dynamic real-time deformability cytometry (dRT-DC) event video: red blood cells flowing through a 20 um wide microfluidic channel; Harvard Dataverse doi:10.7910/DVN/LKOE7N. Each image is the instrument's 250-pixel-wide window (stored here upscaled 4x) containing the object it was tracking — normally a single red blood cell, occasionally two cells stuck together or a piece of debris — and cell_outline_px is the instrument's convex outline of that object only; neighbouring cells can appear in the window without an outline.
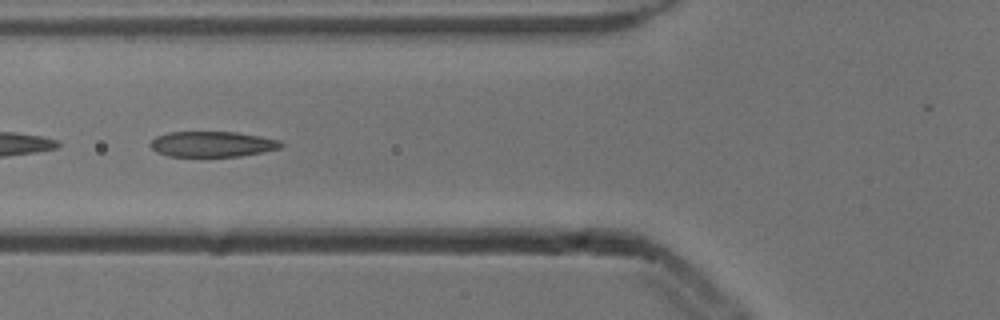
{"species": "common noctule bat (a hibernating species)", "species_latin": "Nyctalus noctula", "temperature_condition": "cold", "stored_images_in_passage": 54, "camera_frame_rate_fps": 3000, "um_per_image_px": 0.085, "animal": {"sex": "male", "body_mass_g": 13.3}, "frame": {"image": 1, "passage_image": 20, "time_ms": 6.333, "image_size_px": [1000, 320], "cell_outline_px": [[284, 144], [280, 148], [240, 156], [168, 156], [156, 152], [148, 144], [156, 136], [168, 132], [236, 132], [260, 136], [280, 140]], "centroid_in_image_um": [18.02, 12.24], "position_along_channel_um": 107.8, "area_um2": 19.36}}
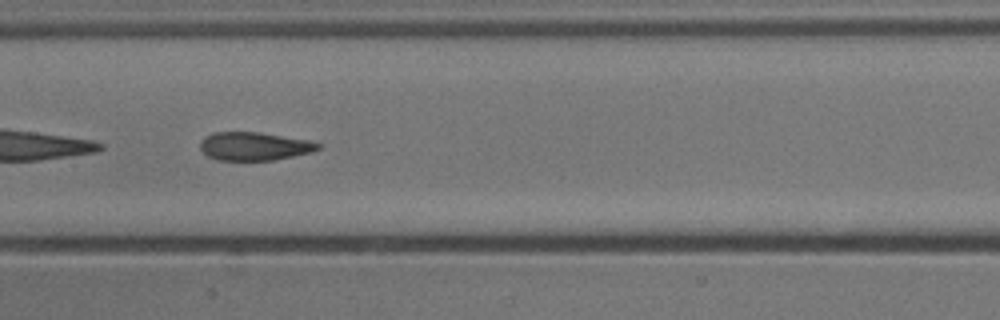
{"frame": {"image": 2, "passage_image": 26, "time_ms": 8.333, "image_size_px": [1000, 320], "cell_outline_px": [[320, 148], [312, 152], [272, 160], [216, 160], [208, 156], [200, 148], [200, 140], [204, 136], [212, 132], [260, 132], [312, 140], [320, 144]], "centroid_in_image_um": [21.61, 12.42], "position_along_channel_um": 185.8, "area_um2": 19.59}}
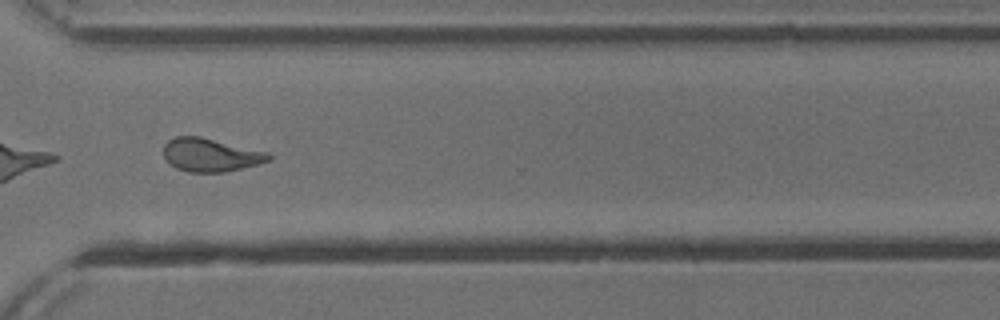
{"frame": {"image": 3, "passage_image": 39, "time_ms": 12.667, "image_size_px": [1000, 320], "cell_outline_px": [[272, 160], [224, 172], [188, 172], [176, 168], [164, 156], [164, 144], [168, 140], [176, 136], [200, 136], [268, 152], [272, 156]], "centroid_in_image_um": [17.9, 13.16], "position_along_channel_um": 352.7, "area_um2": 20.23}, "authors_computed_cell_mechanics": {"area_um2": 20.4901, "velocity_mm_per_s": 3.8731, "shape_relaxation_time_tau1_ms": 5.1457, "shape_relaxation_time_tau2_ms": 1.5986, "deformation_change_tau1": 0.1901, "deformation_change_tau2": 0.0952}}